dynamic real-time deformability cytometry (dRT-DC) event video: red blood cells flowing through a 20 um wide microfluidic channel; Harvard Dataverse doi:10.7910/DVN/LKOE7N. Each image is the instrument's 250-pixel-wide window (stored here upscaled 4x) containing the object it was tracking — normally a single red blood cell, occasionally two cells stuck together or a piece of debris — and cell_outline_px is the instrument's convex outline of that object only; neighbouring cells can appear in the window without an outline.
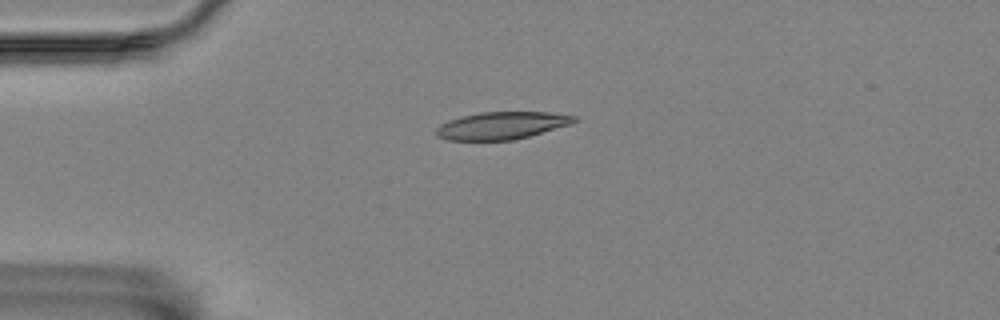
{"species": "Egyptian fruit bat (a non-hibernating species)", "species_latin": "Rousettus aegyptiacus", "temperature_condition": "room temperature", "stored_images_in_passage": 3, "camera_frame_rate_fps": 3000, "um_per_image_px": 0.085, "animal": {"sex": "female"}, "frame": {"image": 1, "passage_image": 2, "time_ms": 1.333, "image_size_px": [1000, 320], "cell_outline_px": [[576, 120], [572, 124], [528, 136], [512, 140], [448, 140], [436, 136], [436, 128], [440, 124], [448, 120], [480, 112], [548, 112], [576, 116]], "centroid_in_image_um": [42.63, 10.67], "position_along_channel_um": 42.4, "area_um2": 21.91}}